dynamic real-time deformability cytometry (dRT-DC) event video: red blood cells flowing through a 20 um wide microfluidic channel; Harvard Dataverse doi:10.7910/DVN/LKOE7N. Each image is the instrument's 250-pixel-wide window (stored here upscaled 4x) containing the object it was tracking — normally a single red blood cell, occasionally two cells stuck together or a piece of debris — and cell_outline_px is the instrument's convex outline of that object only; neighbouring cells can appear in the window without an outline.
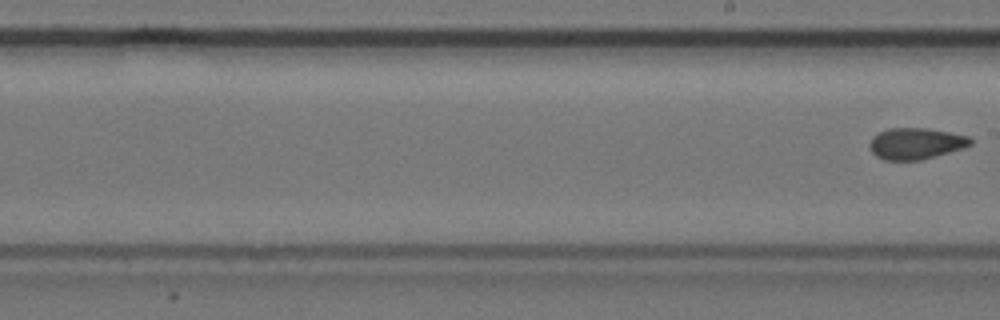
{"species": "common noctule bat (a hibernating species)", "species_latin": "Nyctalus noctula", "temperature_condition": "cold", "stored_images_in_passage": 11, "camera_frame_rate_fps": 3000, "um_per_image_px": 0.085, "animal": {"sex": "female", "body_mass_g": 24.6, "forearm_length_mm": 56.2}, "frame": {"image": 1, "passage_image": 11, "time_ms": 3.333, "image_size_px": [1000, 320], "cell_outline_px": [[972, 144], [964, 148], [920, 160], [884, 160], [876, 156], [868, 148], [868, 144], [872, 136], [888, 128], [924, 128], [948, 132], [968, 136], [972, 140]], "centroid_in_image_um": [77.8, 12.2], "position_along_channel_um": 211.2, "area_um2": 18.44}}